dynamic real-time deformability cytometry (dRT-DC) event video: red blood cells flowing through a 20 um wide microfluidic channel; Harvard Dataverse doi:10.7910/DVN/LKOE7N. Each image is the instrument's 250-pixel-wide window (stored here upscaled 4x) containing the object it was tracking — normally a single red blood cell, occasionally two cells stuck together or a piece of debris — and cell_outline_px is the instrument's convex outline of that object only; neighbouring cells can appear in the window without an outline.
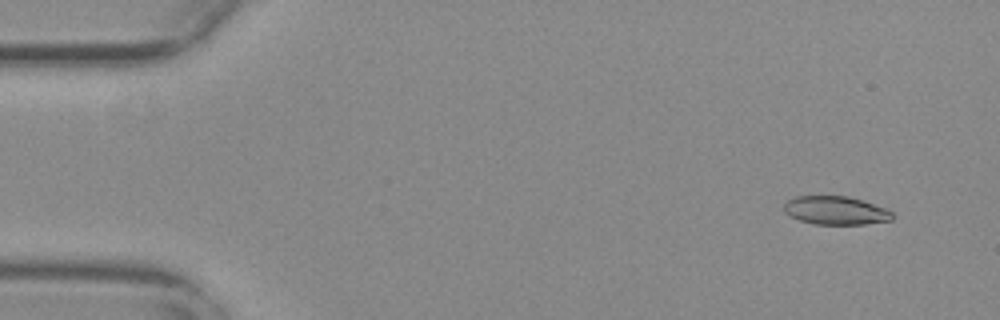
{"species": "common noctule bat (a hibernating species)", "species_latin": "Nyctalus noctula", "temperature_condition": "warm", "stored_images_in_passage": 54, "camera_frame_rate_fps": 3000, "um_per_image_px": 0.085, "animal": {"sex": "female", "body_mass_g": 29.2, "forearm_length_mm": 56.3}, "frame": {"image": 1, "passage_image": 3, "time_ms": 0.667, "image_size_px": [1000, 320], "cell_outline_px": [[892, 220], [864, 224], [812, 224], [800, 220], [784, 212], [784, 204], [788, 200], [796, 196], [848, 196], [884, 208], [892, 212]], "centroid_in_image_um": [71.0, 17.89], "position_along_channel_um": 14.0, "area_um2": 17.69}}
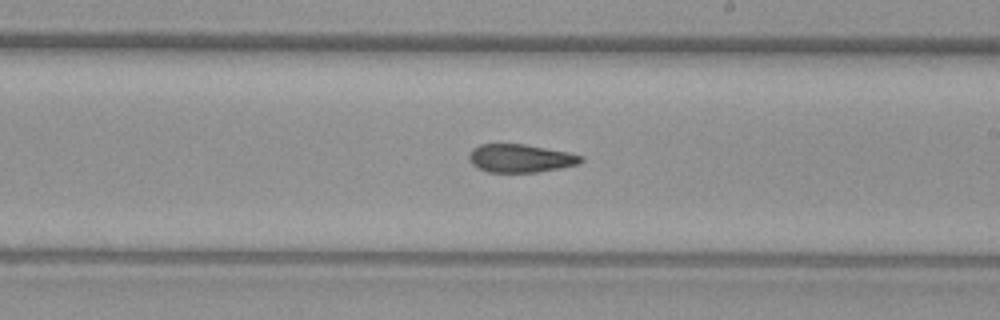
{"frame": {"image": 2, "passage_image": 31, "time_ms": 10.0, "image_size_px": [1000, 320], "cell_outline_px": [[584, 160], [580, 164], [560, 168], [536, 172], [488, 172], [476, 168], [468, 160], [468, 156], [472, 148], [480, 144], [524, 144], [568, 152], [584, 156]], "centroid_in_image_um": [44.23, 13.45], "position_along_channel_um": 244.8, "area_um2": 18.55}}
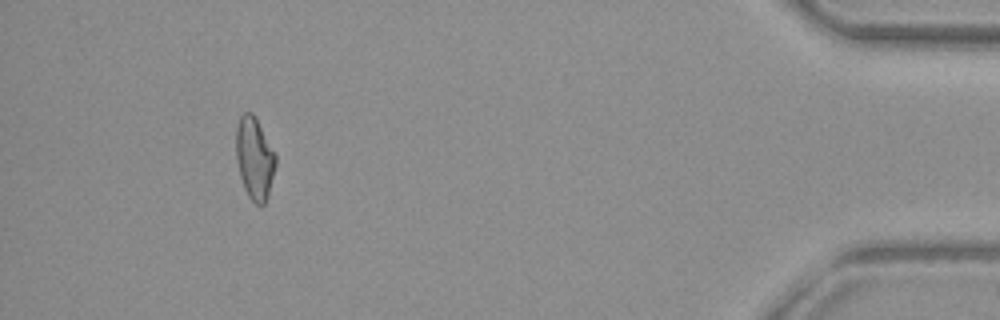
{"frame": {"image": 3, "passage_image": 50, "time_ms": 16.333, "image_size_px": [1000, 320], "cell_outline_px": [[276, 164], [268, 196], [264, 204], [256, 204], [248, 196], [244, 188], [240, 176], [236, 160], [236, 124], [240, 116], [244, 112], [252, 112], [256, 116], [276, 156]], "centroid_in_image_um": [21.62, 13.42], "position_along_channel_um": 413.6, "area_um2": 19.02}, "authors_computed_cell_mechanics": {"area_um2": 19.1318, "velocity_mm_per_s": 3.743, "shape_relaxation_time_tau1_ms": null, "shape_relaxation_time_tau2_ms": 3.7999, "deformation_change_tau1": null, "deformation_change_tau2": 0.1225}}